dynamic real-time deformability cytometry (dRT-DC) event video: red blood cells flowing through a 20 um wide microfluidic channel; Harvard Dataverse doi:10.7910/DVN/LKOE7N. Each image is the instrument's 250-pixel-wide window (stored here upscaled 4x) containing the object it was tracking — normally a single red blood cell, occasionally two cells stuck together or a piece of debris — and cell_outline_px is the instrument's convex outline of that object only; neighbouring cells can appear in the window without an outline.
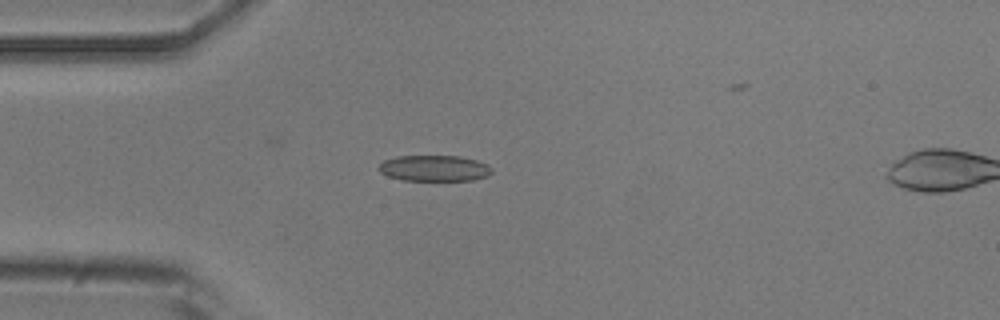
{"species": "common noctule bat (a hibernating species)", "species_latin": "Nyctalus noctula", "temperature_condition": "room temperature", "stored_images_in_passage": 4, "camera_frame_rate_fps": 3000, "um_per_image_px": 0.085, "animal": {"sex": "male", "body_mass_g": 20.5, "forearm_length_mm": 52.5}, "frame": {"image": 1, "passage_image": 3, "time_ms": 2.333, "image_size_px": [1000, 320], "cell_outline_px": [[492, 172], [488, 176], [472, 180], [404, 180], [388, 176], [380, 172], [376, 168], [384, 160], [396, 156], [460, 156], [476, 160], [492, 168]], "centroid_in_image_um": [36.89, 14.3], "position_along_channel_um": 48.1, "area_um2": 17.05}}